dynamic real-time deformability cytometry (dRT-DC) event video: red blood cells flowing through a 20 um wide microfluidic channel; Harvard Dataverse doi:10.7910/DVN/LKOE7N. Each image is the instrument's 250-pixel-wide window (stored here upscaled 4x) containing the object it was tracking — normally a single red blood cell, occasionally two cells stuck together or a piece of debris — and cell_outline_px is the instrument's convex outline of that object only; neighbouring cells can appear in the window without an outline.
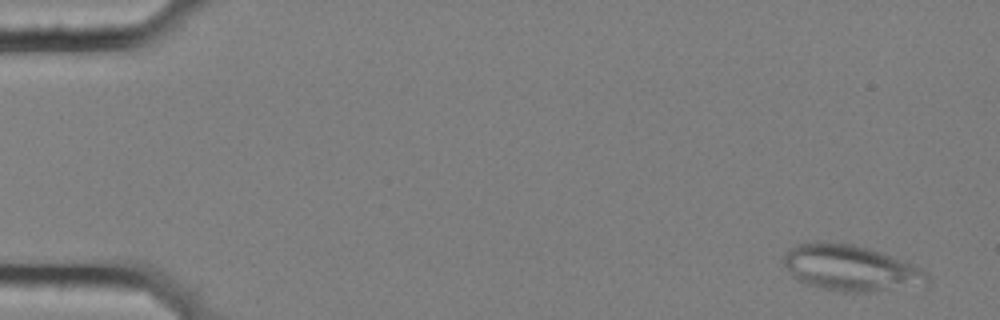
{"species": "common noctule bat (a hibernating species)", "species_latin": "Nyctalus noctula", "temperature_condition": "cold", "stored_images_in_passage": 58, "segment_of_instrument_passage": [1, 2], "camera_frame_rate_fps": 3000, "um_per_image_px": 0.085, "animal": {"sex": "female", "body_mass_g": 25.1}, "frame": {"image": 1, "passage_image": 3, "time_ms": 0.667, "image_size_px": [1000, 320], "cell_outline_px": [[928, 280], [872, 292], [840, 292], [816, 288], [792, 276], [784, 264], [784, 252], [788, 248], [796, 244], [816, 240], [852, 244], [868, 248], [880, 252], [920, 268], [928, 276]], "centroid_in_image_um": [72.12, 22.74], "position_along_channel_um": 12.9, "area_um2": 37.69}}
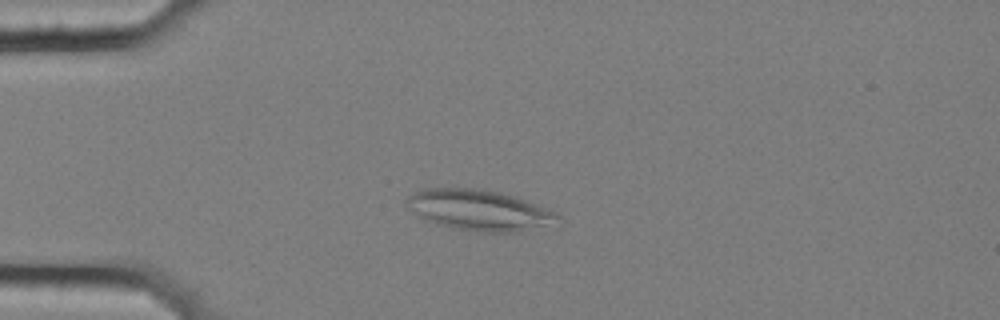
{"frame": {"image": 2, "passage_image": 15, "time_ms": 4.667, "image_size_px": [1000, 320], "cell_outline_px": [[560, 216], [556, 228], [520, 232], [484, 232], [452, 228], [436, 224], [424, 220], [416, 216], [408, 208], [404, 200], [412, 192], [424, 188], [480, 188], [500, 192], [516, 196], [556, 212]], "centroid_in_image_um": [40.79, 17.88], "position_along_channel_um": 44.2, "area_um2": 36.99}}